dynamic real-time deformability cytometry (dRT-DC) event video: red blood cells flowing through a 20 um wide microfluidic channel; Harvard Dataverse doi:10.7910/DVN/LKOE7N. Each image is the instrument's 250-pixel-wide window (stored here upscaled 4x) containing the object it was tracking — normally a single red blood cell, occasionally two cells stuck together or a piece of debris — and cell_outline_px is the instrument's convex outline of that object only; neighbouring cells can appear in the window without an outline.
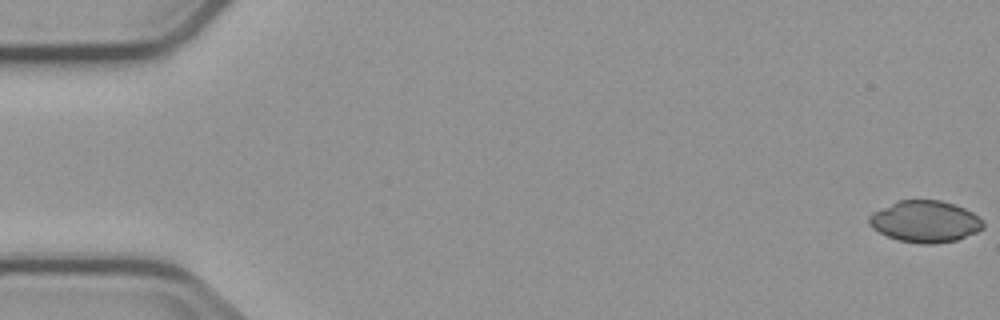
{"species": "common noctule bat (a hibernating species)", "species_latin": "Nyctalus noctula", "temperature_condition": "cold", "stored_images_in_passage": 5, "camera_frame_rate_fps": 3000, "um_per_image_px": 0.085, "animal": {"sex": "male", "body_mass_g": 23.1, "forearm_length_mm": 52.7}, "frame": {"image": 1, "passage_image": 1, "time_ms": 0.0, "image_size_px": [1000, 320], "cell_outline_px": [[984, 228], [976, 232], [956, 240], [936, 244], [920, 244], [900, 240], [888, 236], [872, 228], [868, 224], [868, 216], [872, 212], [896, 200], [940, 200], [956, 204], [972, 212], [984, 220]], "centroid_in_image_um": [78.63, 18.82], "position_along_channel_um": 6.4, "area_um2": 27.92}}